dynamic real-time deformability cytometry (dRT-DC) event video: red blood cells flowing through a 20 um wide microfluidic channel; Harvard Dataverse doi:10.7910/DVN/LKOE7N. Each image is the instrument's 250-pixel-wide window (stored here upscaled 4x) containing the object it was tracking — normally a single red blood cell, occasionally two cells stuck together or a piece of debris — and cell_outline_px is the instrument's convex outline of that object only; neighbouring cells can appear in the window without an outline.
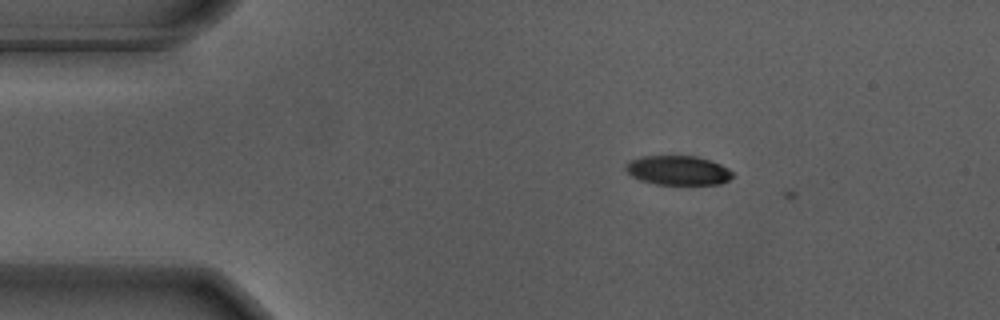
{"species": "Egyptian fruit bat (a non-hibernating species)", "species_latin": "Rousettus aegyptiacus", "temperature_condition": "warm", "stored_images_in_passage": 8, "camera_frame_rate_fps": 3000, "um_per_image_px": 0.085, "animal": {"sex": "male"}, "frame": {"image": 1, "passage_image": 6, "time_ms": 1.667, "image_size_px": [1000, 320], "cell_outline_px": [[732, 176], [728, 180], [720, 184], [656, 184], [640, 180], [632, 176], [624, 168], [624, 164], [640, 156], [696, 156], [712, 160], [728, 168], [732, 172]], "centroid_in_image_um": [57.62, 14.47], "position_along_channel_um": 27.4, "area_um2": 18.26}}